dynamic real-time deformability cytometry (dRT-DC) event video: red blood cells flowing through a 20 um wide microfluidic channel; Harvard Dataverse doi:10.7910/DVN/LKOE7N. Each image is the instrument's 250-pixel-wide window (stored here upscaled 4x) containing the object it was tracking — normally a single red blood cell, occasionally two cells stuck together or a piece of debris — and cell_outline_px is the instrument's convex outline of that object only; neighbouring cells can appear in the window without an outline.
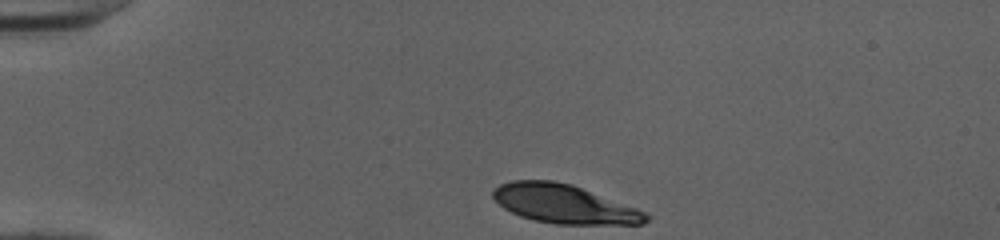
{"species": "human", "species_latin": "Homo sapiens", "temperature_condition": "cold", "stored_images_in_passage": 33, "camera_frame_rate_fps": 3000, "um_per_image_px": 0.085, "donor": {"sex": "female"}, "frame": {"image": 1, "passage_image": 1, "time_ms": 0.0, "image_size_px": [1000, 240], "cell_outline_px": [[652, 216], [644, 224], [556, 224], [532, 220], [520, 216], [504, 208], [492, 196], [492, 192], [500, 184], [512, 180], [552, 180], [572, 184], [636, 208]], "centroid_in_image_um": [47.95, 17.34], "position_along_channel_um": 37.0, "area_um2": 34.45}}
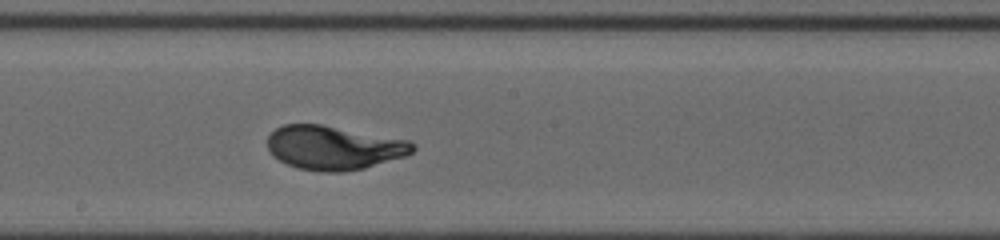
{"frame": {"image": 2, "passage_image": 19, "time_ms": 6.0, "image_size_px": [1000, 240], "cell_outline_px": [[416, 148], [412, 152], [404, 156], [364, 168], [344, 172], [324, 172], [296, 168], [272, 156], [268, 152], [268, 136], [276, 128], [284, 124], [320, 124], [408, 140], [416, 144]], "centroid_in_image_um": [28.35, 12.56], "position_along_channel_um": 219.9, "area_um2": 37.11}}
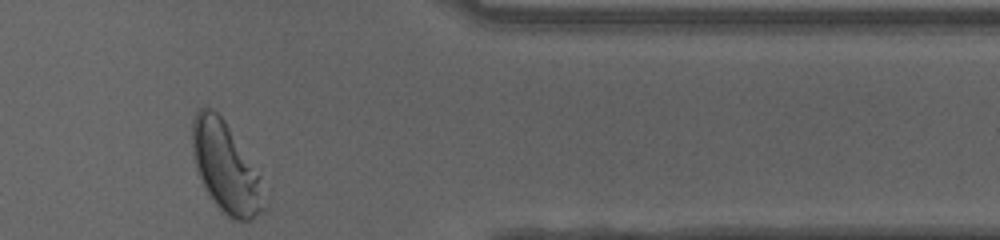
{"frame": {"image": 3, "passage_image": 33, "time_ms": 10.667, "image_size_px": [1000, 240], "cell_outline_px": [[268, 208], [256, 216], [248, 220], [232, 220], [216, 204], [200, 180], [196, 172], [192, 152], [192, 120], [196, 108], [212, 108], [224, 120], [260, 176], [268, 204]], "centroid_in_image_um": [19.19, 14.25], "position_along_channel_um": 392.2, "area_um2": 37.74}, "authors_computed_cell_mechanics": {"area_um2": 36.414, "velocity_mm_per_s": 3.9883, "shape_relaxation_time_tau1_ms": 3.0328, "shape_relaxation_time_tau2_ms": null, "deformation_change_tau1": 0.1769, "deformation_change_tau2": null}}